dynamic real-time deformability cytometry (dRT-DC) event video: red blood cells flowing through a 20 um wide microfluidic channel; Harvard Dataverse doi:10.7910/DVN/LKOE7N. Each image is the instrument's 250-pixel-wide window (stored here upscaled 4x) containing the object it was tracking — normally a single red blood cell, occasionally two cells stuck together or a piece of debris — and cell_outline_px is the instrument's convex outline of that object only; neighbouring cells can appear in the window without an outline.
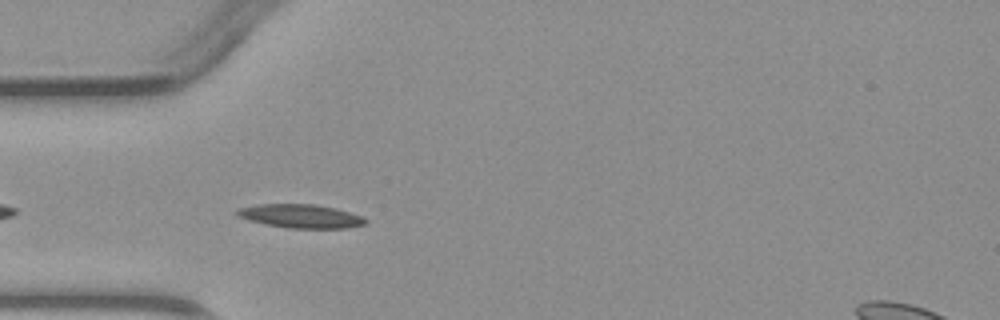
{"species": "common noctule bat (a hibernating species)", "species_latin": "Nyctalus noctula", "temperature_condition": "warm", "stored_images_in_passage": 3, "camera_frame_rate_fps": 3000, "um_per_image_px": 0.085, "animal": {"sex": "male", "body_mass_g": 23.1, "forearm_length_mm": 52.7}, "frame": {"image": 1, "passage_image": 3, "time_ms": 2.333, "image_size_px": [1000, 320], "cell_outline_px": [[368, 220], [364, 224], [348, 228], [288, 228], [264, 224], [248, 220], [236, 216], [236, 208], [256, 204], [316, 204], [336, 208], [364, 216]], "centroid_in_image_um": [25.54, 18.36], "position_along_channel_um": 59.5, "area_um2": 17.98}}